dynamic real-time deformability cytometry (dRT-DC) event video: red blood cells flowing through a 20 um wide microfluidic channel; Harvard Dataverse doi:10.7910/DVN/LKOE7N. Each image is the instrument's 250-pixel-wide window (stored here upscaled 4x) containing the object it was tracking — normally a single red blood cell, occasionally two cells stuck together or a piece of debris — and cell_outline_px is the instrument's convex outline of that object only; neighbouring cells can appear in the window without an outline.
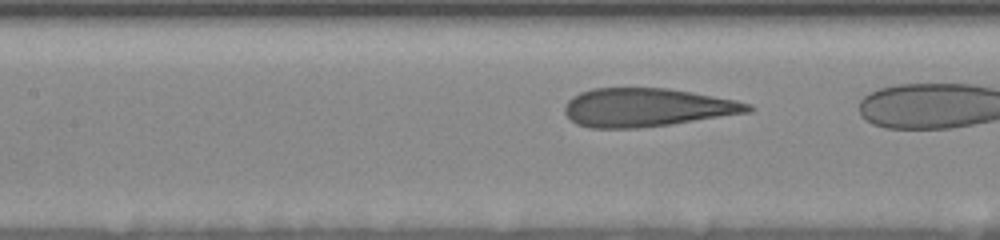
{"species": "human", "species_latin": "Homo sapiens", "temperature_condition": "room temperature", "stored_images_in_passage": 5, "camera_frame_rate_fps": 3000, "um_per_image_px": 0.085, "donor": {"sex": "female"}, "frame": {"image": 1, "passage_image": 4, "time_ms": 1.0, "image_size_px": [1000, 240], "cell_outline_px": [[756, 108], [748, 112], [672, 124], [640, 128], [588, 128], [576, 124], [564, 112], [564, 108], [568, 100], [572, 96], [580, 92], [592, 88], [668, 88], [692, 92], [736, 100], [752, 104]], "centroid_in_image_um": [54.97, 9.13], "position_along_channel_um": 152.4, "area_um2": 41.15}}